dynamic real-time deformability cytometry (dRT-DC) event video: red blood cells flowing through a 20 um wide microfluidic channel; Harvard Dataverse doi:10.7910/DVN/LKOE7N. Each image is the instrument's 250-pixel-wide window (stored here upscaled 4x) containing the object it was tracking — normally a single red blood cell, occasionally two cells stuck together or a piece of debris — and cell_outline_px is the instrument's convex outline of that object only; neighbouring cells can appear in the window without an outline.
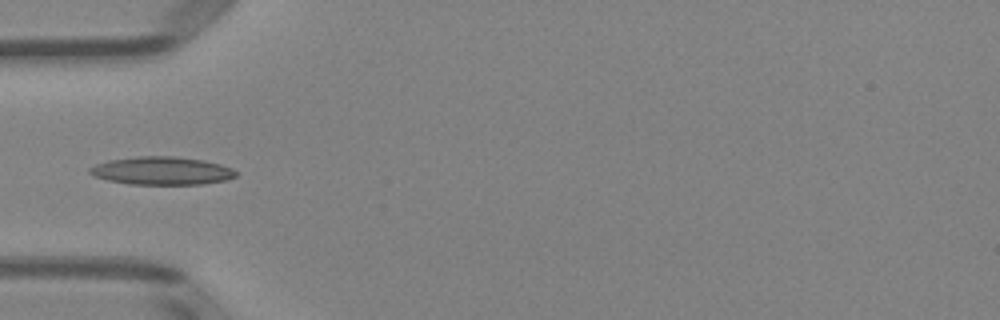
{"species": "Egyptian fruit bat (a non-hibernating species)", "species_latin": "Rousettus aegyptiacus", "temperature_condition": "room temperature", "stored_images_in_passage": 5, "camera_frame_rate_fps": 3000, "um_per_image_px": 0.085, "animal": {"sex": "female"}, "frame": {"image": 1, "passage_image": 4, "time_ms": 4.333, "image_size_px": [1000, 320], "cell_outline_px": [[236, 176], [228, 180], [204, 184], [128, 184], [108, 180], [92, 176], [88, 172], [88, 168], [96, 164], [108, 160], [136, 156], [176, 156], [204, 160], [220, 164], [232, 168], [236, 172]], "centroid_in_image_um": [13.74, 14.51], "position_along_channel_um": 71.3, "area_um2": 24.1}}
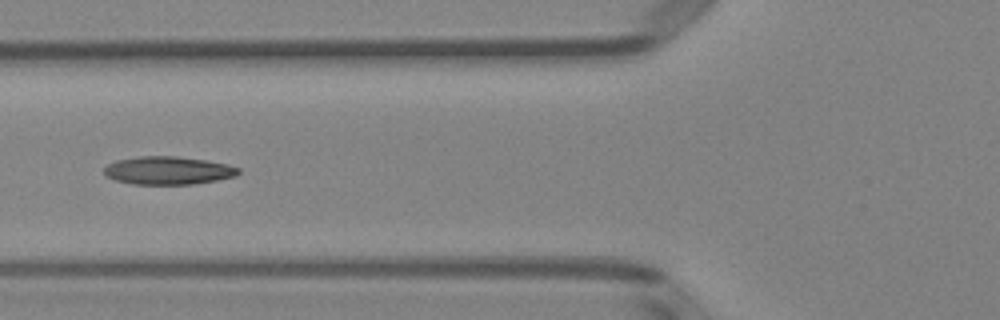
{"frame": {"image": 2, "passage_image": 5, "time_ms": 5.333, "image_size_px": [1000, 320], "cell_outline_px": [[240, 172], [236, 176], [216, 180], [192, 184], [132, 184], [116, 180], [104, 176], [104, 168], [108, 164], [116, 160], [140, 156], [176, 156], [204, 160], [228, 164], [240, 168]], "centroid_in_image_um": [14.28, 14.49], "position_along_channel_um": 111.5, "area_um2": 21.96}}